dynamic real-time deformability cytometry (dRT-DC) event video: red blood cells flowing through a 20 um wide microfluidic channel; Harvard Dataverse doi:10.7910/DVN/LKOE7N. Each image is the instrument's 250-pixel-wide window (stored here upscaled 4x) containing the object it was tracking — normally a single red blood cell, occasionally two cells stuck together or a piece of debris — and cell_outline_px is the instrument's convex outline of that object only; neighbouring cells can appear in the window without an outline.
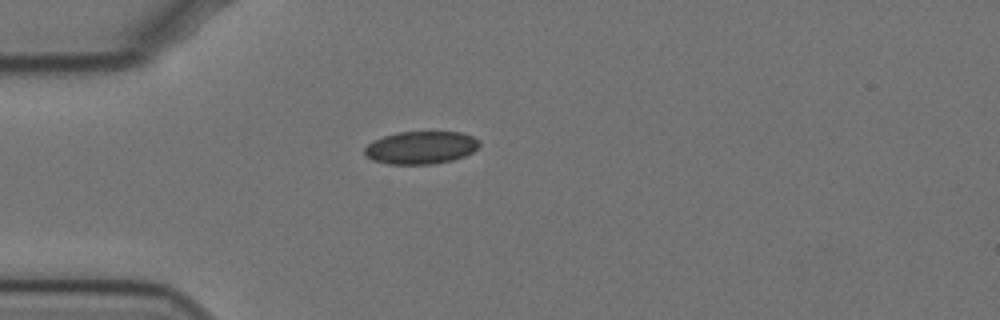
{"species": "Egyptian fruit bat (a non-hibernating species)", "species_latin": "Rousettus aegyptiacus", "temperature_condition": "cold", "stored_images_in_passage": 43, "camera_frame_rate_fps": 3000, "um_per_image_px": 0.085, "animal": {"sex": "female"}, "frame": {"image": 1, "passage_image": 1, "time_ms": 0.0, "image_size_px": [1000, 320], "cell_outline_px": [[480, 144], [472, 152], [464, 156], [452, 160], [432, 164], [388, 164], [372, 160], [364, 156], [364, 148], [372, 140], [384, 136], [400, 132], [460, 132], [472, 136], [480, 140]], "centroid_in_image_um": [35.75, 12.55], "position_along_channel_um": 49.3, "area_um2": 21.96}}
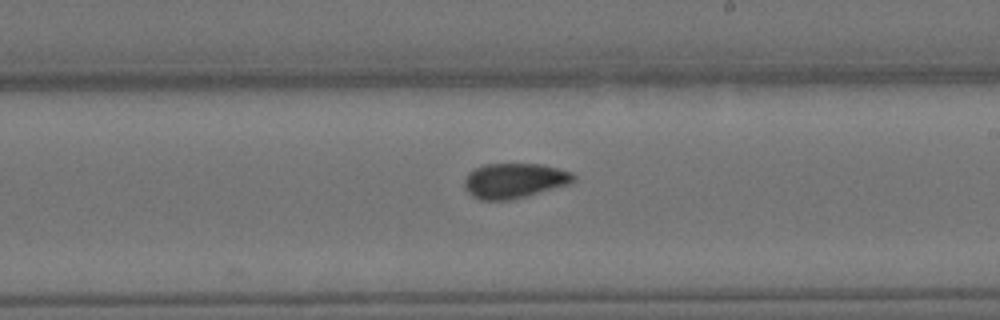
{"frame": {"image": 2, "passage_image": 19, "time_ms": 6.0, "image_size_px": [1000, 320], "cell_outline_px": [[576, 180], [572, 184], [528, 196], [512, 200], [480, 200], [472, 196], [464, 188], [464, 180], [468, 172], [484, 164], [540, 164], [572, 172], [576, 176]], "centroid_in_image_um": [43.74, 15.37], "position_along_channel_um": 245.3, "area_um2": 22.6}}
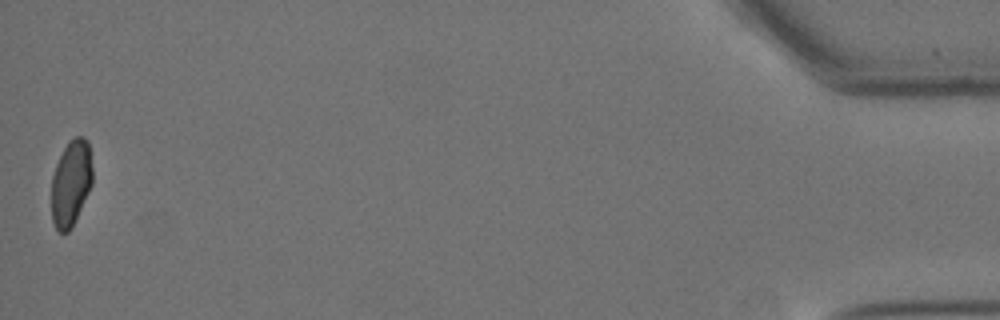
{"frame": {"image": 3, "passage_image": 43, "time_ms": 14.0, "image_size_px": [1000, 320], "cell_outline_px": [[92, 184], [72, 228], [68, 232], [56, 232], [52, 220], [52, 176], [56, 164], [64, 148], [76, 136], [84, 136], [88, 140], [92, 168]], "centroid_in_image_um": [6.03, 15.59], "position_along_channel_um": 429.2, "area_um2": 20.52}, "authors_computed_cell_mechanics": {"area_um2": 22.253, "velocity_mm_per_s": 3.4712, "shape_relaxation_time_tau1_ms": 8.3505, "shape_relaxation_time_tau2_ms": 4.0616, "deformation_change_tau1": 0.1591, "deformation_change_tau2": 0.0583}}